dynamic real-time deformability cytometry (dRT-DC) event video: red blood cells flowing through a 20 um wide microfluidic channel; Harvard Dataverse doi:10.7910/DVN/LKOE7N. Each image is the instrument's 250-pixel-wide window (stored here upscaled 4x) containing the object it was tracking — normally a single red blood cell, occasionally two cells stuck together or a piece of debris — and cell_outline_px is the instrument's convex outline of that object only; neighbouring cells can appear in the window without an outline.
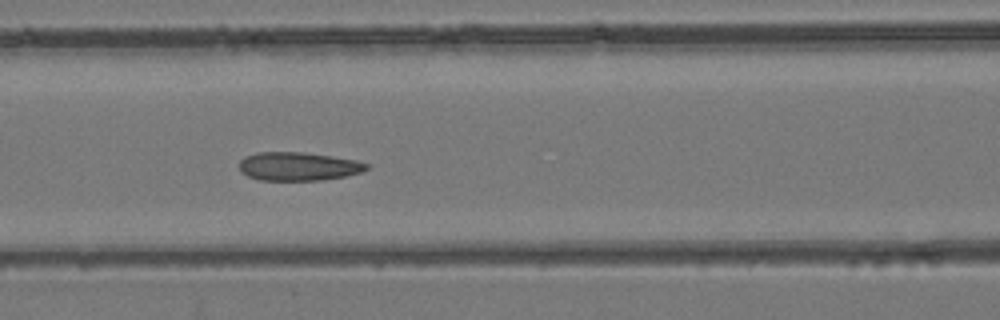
{"species": "common noctule bat (a hibernating species)", "species_latin": "Nyctalus noctula", "temperature_condition": "room temperature", "stored_images_in_passage": 36, "camera_frame_rate_fps": 3000, "um_per_image_px": 0.085, "animal": {"sex": "female", "body_mass_g": 24.6, "forearm_length_mm": 56.2}, "frame": {"image": 1, "passage_image": 8, "time_ms": 2.333, "image_size_px": [1000, 320], "cell_outline_px": [[368, 168], [360, 172], [344, 176], [320, 180], [260, 180], [248, 176], [240, 172], [240, 160], [244, 156], [256, 152], [304, 152], [332, 156], [356, 160], [368, 164]], "centroid_in_image_um": [25.31, 14.13], "position_along_channel_um": 141.3, "area_um2": 21.1}}
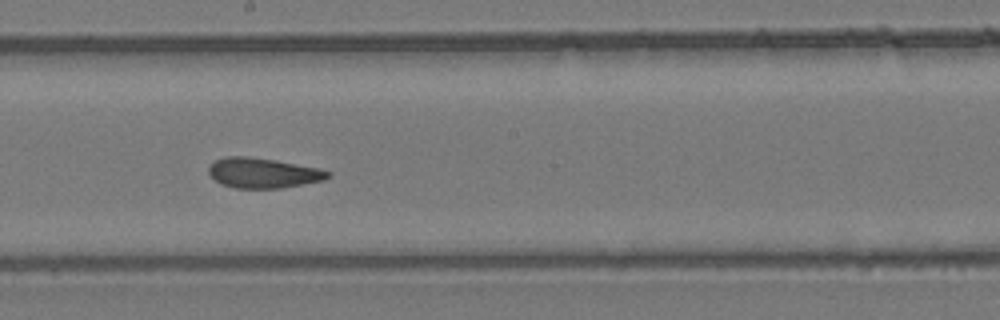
{"frame": {"image": 2, "passage_image": 14, "time_ms": 4.333, "image_size_px": [1000, 320], "cell_outline_px": [[332, 176], [324, 180], [280, 188], [236, 188], [220, 184], [208, 172], [208, 168], [216, 160], [224, 156], [244, 156], [276, 160], [320, 168], [332, 172]], "centroid_in_image_um": [22.39, 14.7], "position_along_channel_um": 225.8, "area_um2": 20.92}}
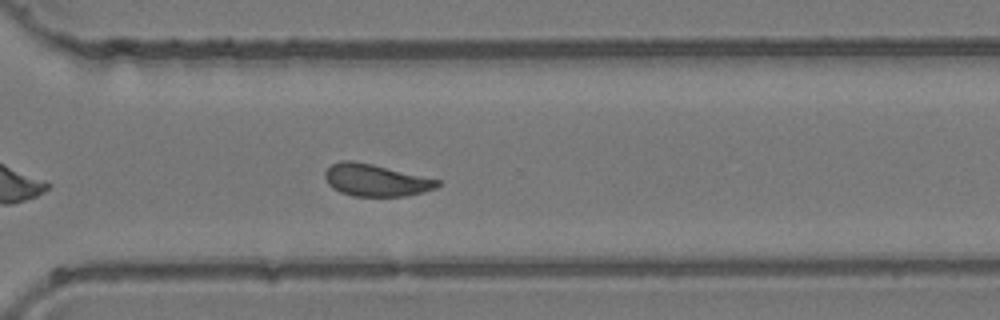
{"frame": {"image": 3, "passage_image": 22, "time_ms": 7.0, "image_size_px": [1000, 320], "cell_outline_px": [[440, 184], [436, 188], [424, 192], [404, 196], [352, 196], [340, 192], [332, 188], [328, 184], [324, 176], [324, 172], [332, 164], [340, 160], [352, 160], [372, 164], [440, 180]], "centroid_in_image_um": [31.91, 15.32], "position_along_channel_um": 338.7, "area_um2": 21.04}}